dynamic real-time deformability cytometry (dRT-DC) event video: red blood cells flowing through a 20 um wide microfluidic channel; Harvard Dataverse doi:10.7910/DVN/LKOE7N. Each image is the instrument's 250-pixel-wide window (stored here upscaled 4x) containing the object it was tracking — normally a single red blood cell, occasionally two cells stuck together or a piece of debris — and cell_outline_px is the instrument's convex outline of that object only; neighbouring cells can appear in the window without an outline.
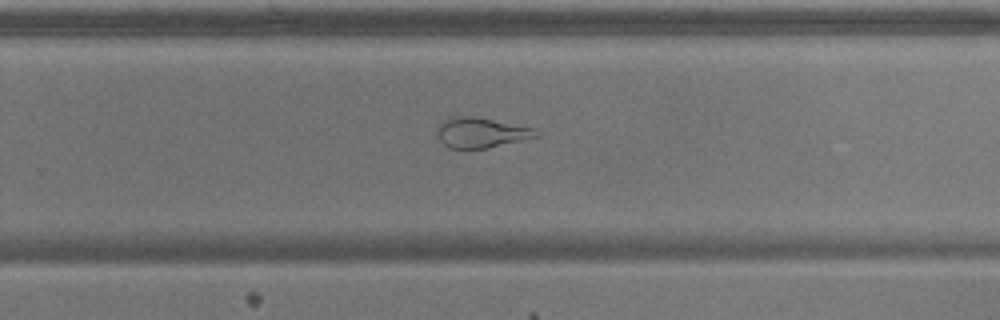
{"species": "common noctule bat (a hibernating species)", "species_latin": "Nyctalus noctula", "temperature_condition": "warm", "stored_images_in_passage": 55, "camera_frame_rate_fps": 3000, "um_per_image_px": 0.085, "animal": {"sex": "male", "body_mass_g": 17.9}, "frame": {"image": 1, "passage_image": 35, "time_ms": 11.333, "image_size_px": [1000, 320], "cell_outline_px": [[540, 136], [488, 148], [448, 148], [440, 140], [436, 132], [440, 124], [448, 116], [476, 116], [532, 128], [540, 132]], "centroid_in_image_um": [40.88, 11.27], "position_along_channel_um": 288.9, "area_um2": 17.4}}
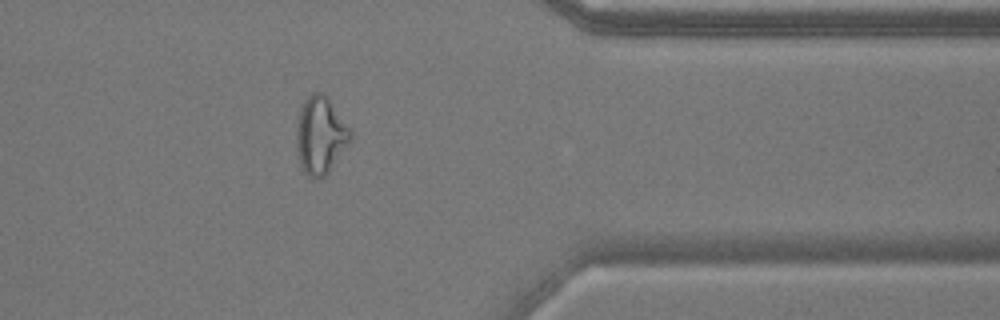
{"frame": {"image": 2, "passage_image": 44, "time_ms": 14.333, "image_size_px": [1000, 320], "cell_outline_px": [[352, 140], [328, 172], [320, 180], [312, 180], [304, 172], [300, 164], [296, 140], [296, 128], [300, 104], [312, 92], [324, 92], [328, 96], [352, 132]], "centroid_in_image_um": [27.23, 11.49], "position_along_channel_um": 384.2, "area_um2": 24.74}}
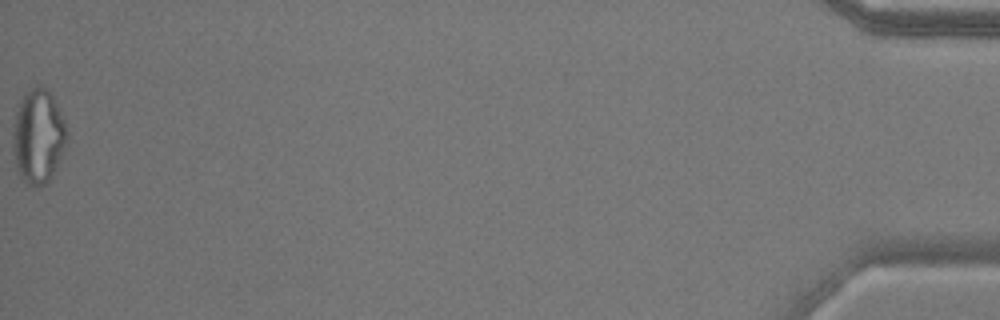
{"frame": {"image": 3, "passage_image": 55, "time_ms": 18.0, "image_size_px": [1000, 320], "cell_outline_px": [[68, 136], [64, 148], [52, 176], [44, 184], [36, 188], [28, 184], [20, 176], [16, 164], [12, 132], [16, 112], [20, 100], [36, 84], [40, 84], [48, 88], [64, 120], [68, 132]], "centroid_in_image_um": [3.26, 11.57], "position_along_channel_um": 431.9, "area_um2": 29.36}, "authors_computed_cell_mechanics": {"area_um2": 24.7384, "velocity_mm_per_s": 3.6761, "shape_relaxation_time_tau1_ms": null, "shape_relaxation_time_tau2_ms": 1.4663, "deformation_change_tau1": null, "deformation_change_tau2": 0.0939}}